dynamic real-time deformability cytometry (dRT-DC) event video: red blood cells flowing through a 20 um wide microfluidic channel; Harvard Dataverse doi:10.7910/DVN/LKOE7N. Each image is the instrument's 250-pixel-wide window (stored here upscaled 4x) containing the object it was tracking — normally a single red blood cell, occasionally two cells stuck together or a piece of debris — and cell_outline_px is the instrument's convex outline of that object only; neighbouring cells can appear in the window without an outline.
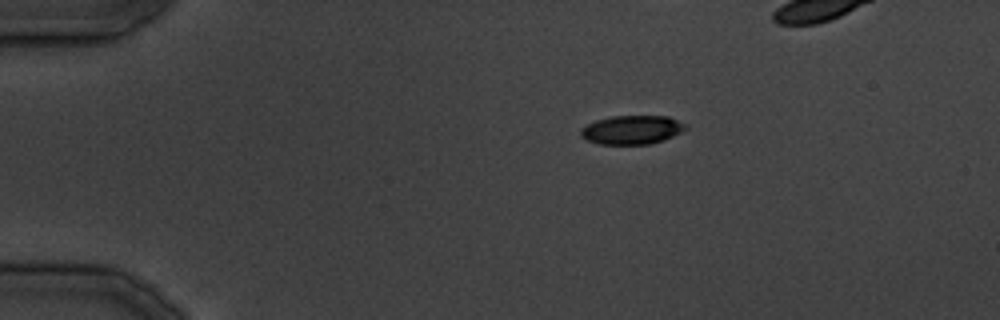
{"species": "common noctule bat (a hibernating species)", "species_latin": "Nyctalus noctula", "temperature_condition": "cold", "stored_images_in_passage": 13, "camera_frame_rate_fps": 3000, "um_per_image_px": 0.085, "animal": {"sex": "male", "body_mass_g": 19.5, "forearm_length_mm": 54.6}, "frame": {"image": 1, "passage_image": 1, "time_ms": 0.0, "image_size_px": [1000, 320], "cell_outline_px": [[688, 128], [664, 140], [652, 144], [600, 144], [588, 140], [580, 136], [580, 128], [596, 120], [612, 116], [668, 116], [688, 124]], "centroid_in_image_um": [53.73, 11.03], "position_along_channel_um": 31.3, "area_um2": 17.69}}
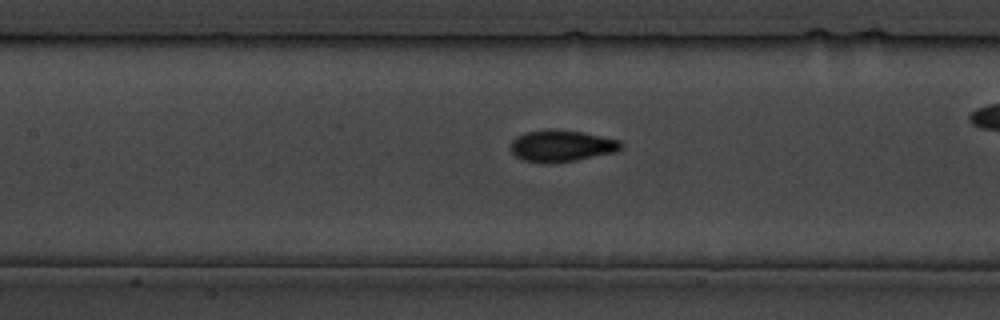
{"frame": {"image": 2, "passage_image": 11, "time_ms": 12.333, "image_size_px": [1000, 320], "cell_outline_px": [[624, 144], [616, 152], [576, 160], [524, 160], [516, 156], [512, 152], [512, 140], [516, 136], [524, 132], [548, 128], [584, 132], [620, 140]], "centroid_in_image_um": [47.78, 12.34], "position_along_channel_um": 159.6, "area_um2": 19.77}}